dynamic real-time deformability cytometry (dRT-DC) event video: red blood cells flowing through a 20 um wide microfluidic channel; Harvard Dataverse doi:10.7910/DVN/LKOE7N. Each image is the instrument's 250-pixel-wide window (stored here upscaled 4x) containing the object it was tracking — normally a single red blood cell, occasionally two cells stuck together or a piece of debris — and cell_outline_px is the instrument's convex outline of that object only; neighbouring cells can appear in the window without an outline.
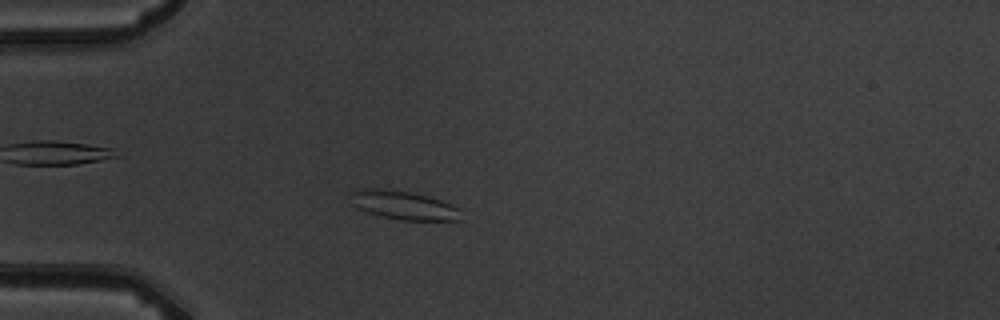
{"species": "common noctule bat (a hibernating species)", "species_latin": "Nyctalus noctula", "temperature_condition": "warm", "stored_images_in_passage": 7, "camera_frame_rate_fps": 3000, "um_per_image_px": 0.085, "animal": {"sex": "male", "body_mass_g": 19.5, "forearm_length_mm": 54.6}, "frame": {"image": 1, "passage_image": 6, "time_ms": 6.0, "image_size_px": [1000, 320], "cell_outline_px": [[460, 220], [400, 220], [368, 212], [356, 208], [352, 204], [348, 192], [360, 188], [380, 188], [408, 192], [428, 196], [440, 200], [460, 208]], "centroid_in_image_um": [34.24, 17.43], "position_along_channel_um": 50.8, "area_um2": 18.44}}